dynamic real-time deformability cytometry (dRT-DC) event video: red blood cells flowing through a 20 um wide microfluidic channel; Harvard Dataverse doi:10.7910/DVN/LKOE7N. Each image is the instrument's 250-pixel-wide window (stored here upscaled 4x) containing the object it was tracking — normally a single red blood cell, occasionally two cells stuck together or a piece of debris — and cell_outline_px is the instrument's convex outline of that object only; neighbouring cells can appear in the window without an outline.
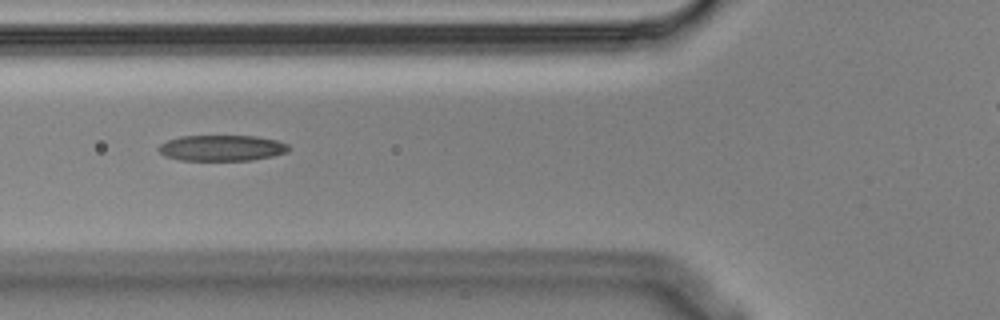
{"species": "Egyptian fruit bat (a non-hibernating species)", "species_latin": "Rousettus aegyptiacus", "temperature_condition": "cold", "stored_images_in_passage": 5, "camera_frame_rate_fps": 3000, "um_per_image_px": 0.085, "animal": {"sex": "male"}, "frame": {"image": 1, "passage_image": 4, "time_ms": 1.0, "image_size_px": [1000, 320], "cell_outline_px": [[292, 148], [288, 152], [272, 156], [252, 160], [180, 160], [164, 156], [156, 148], [160, 144], [168, 140], [180, 136], [256, 136], [276, 140], [288, 144]], "centroid_in_image_um": [18.86, 12.58], "position_along_channel_um": 106.9, "area_um2": 19.71}}
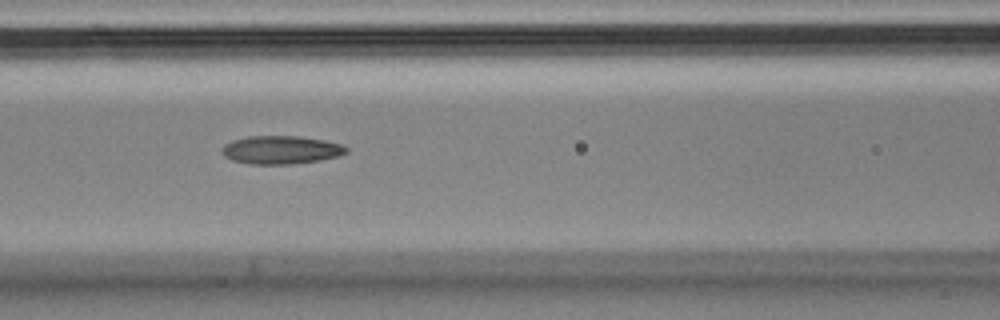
{"frame": {"image": 2, "passage_image": 5, "time_ms": 1.333, "image_size_px": [1000, 320], "cell_outline_px": [[348, 152], [336, 156], [320, 160], [292, 164], [248, 164], [232, 160], [224, 156], [220, 152], [220, 148], [224, 144], [232, 140], [248, 136], [300, 136], [324, 140], [340, 144], [348, 148]], "centroid_in_image_um": [23.83, 12.74], "position_along_channel_um": 142.8, "area_um2": 20.58}}